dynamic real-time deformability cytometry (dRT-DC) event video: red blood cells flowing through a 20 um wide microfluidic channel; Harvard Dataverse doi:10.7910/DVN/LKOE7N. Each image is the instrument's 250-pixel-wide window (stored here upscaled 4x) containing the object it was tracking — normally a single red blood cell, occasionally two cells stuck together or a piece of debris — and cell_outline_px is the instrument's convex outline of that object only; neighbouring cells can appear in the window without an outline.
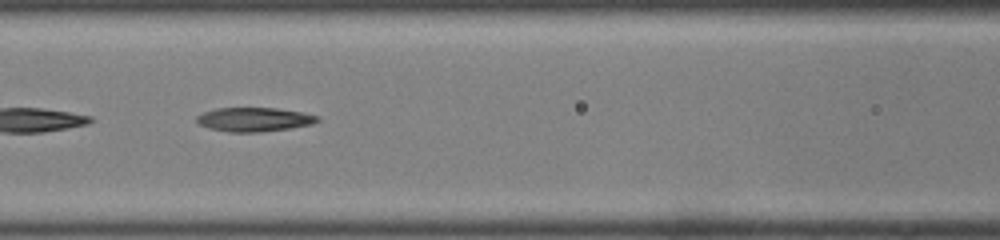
{"species": "common noctule bat (a hibernating species)", "species_latin": "Nyctalus noctula", "temperature_condition": "room temperature", "stored_images_in_passage": 37, "camera_frame_rate_fps": 3000, "um_per_image_px": 0.085, "animal": {"sex": "male", "body_mass_g": 19.0, "forearm_length_mm": 50.8}, "frame": {"image": 1, "passage_image": 11, "time_ms": 3.333, "image_size_px": [1000, 240], "cell_outline_px": [[320, 120], [312, 124], [288, 128], [260, 132], [228, 132], [208, 128], [200, 124], [196, 120], [196, 116], [204, 112], [216, 108], [276, 108], [300, 112], [320, 116]], "centroid_in_image_um": [21.59, 10.15], "position_along_channel_um": 145.0, "area_um2": 16.82}, "authors_computed_cell_mechanics": {"area_um2": 17.051, "velocity_mm_per_s": 4.3133, "shape_relaxation_time_tau1_ms": 5.8836, "shape_relaxation_time_tau2_ms": 8.1158, "deformation_change_tau1": 0.2455, "deformation_change_tau2": 0.2528}}